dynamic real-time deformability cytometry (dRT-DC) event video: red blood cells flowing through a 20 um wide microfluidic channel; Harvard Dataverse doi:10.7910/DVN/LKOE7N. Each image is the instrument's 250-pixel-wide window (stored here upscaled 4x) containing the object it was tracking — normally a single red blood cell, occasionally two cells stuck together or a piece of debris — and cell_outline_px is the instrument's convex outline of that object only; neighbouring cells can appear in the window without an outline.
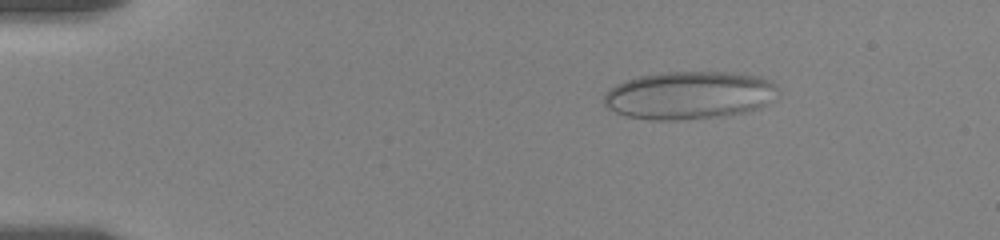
{"species": "human", "species_latin": "Homo sapiens", "temperature_condition": "room temperature", "stored_images_in_passage": 10, "camera_frame_rate_fps": 3000, "um_per_image_px": 0.085, "donor": {"sex": "female"}, "frame": {"image": 1, "passage_image": 1, "time_ms": 0.0, "image_size_px": [1000, 240], "cell_outline_px": [[780, 88], [772, 100], [768, 104], [760, 108], [744, 112], [716, 116], [676, 120], [648, 120], [628, 116], [616, 112], [608, 108], [604, 104], [604, 92], [608, 88], [616, 84], [640, 76], [664, 72], [736, 72], [760, 76], [776, 84]], "centroid_in_image_um": [58.6, 8.08], "position_along_channel_um": 26.4, "area_um2": 48.73}}